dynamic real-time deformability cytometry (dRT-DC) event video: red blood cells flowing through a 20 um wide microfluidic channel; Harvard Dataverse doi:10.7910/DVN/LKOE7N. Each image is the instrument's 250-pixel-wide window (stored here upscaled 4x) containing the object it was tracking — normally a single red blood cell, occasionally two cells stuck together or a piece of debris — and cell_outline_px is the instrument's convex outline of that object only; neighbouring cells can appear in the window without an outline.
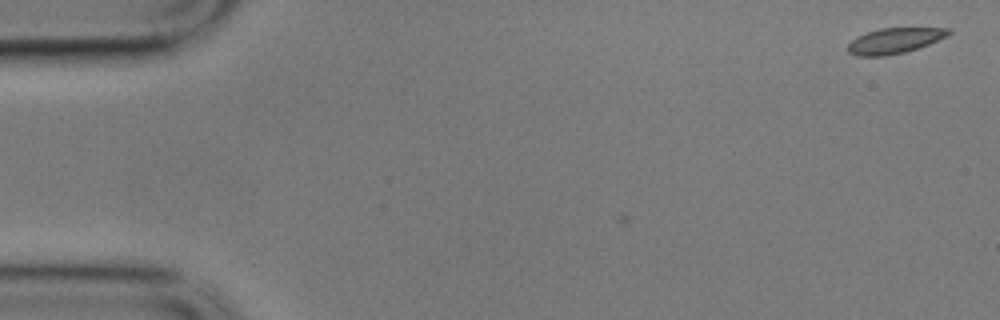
{"species": "common noctule bat (a hibernating species)", "species_latin": "Nyctalus noctula", "temperature_condition": "cold", "stored_images_in_passage": 3, "camera_frame_rate_fps": 3000, "um_per_image_px": 0.085, "animal": {"sex": "male", "body_mass_g": 17.9}, "frame": {"image": 1, "passage_image": 1, "time_ms": 0.0, "image_size_px": [1000, 320], "cell_outline_px": [[952, 32], [948, 36], [928, 44], [904, 52], [884, 56], [856, 56], [848, 52], [848, 44], [856, 36], [880, 28], [948, 28]], "centroid_in_image_um": [76.02, 3.46], "position_along_channel_um": 9.0, "area_um2": 14.85}}